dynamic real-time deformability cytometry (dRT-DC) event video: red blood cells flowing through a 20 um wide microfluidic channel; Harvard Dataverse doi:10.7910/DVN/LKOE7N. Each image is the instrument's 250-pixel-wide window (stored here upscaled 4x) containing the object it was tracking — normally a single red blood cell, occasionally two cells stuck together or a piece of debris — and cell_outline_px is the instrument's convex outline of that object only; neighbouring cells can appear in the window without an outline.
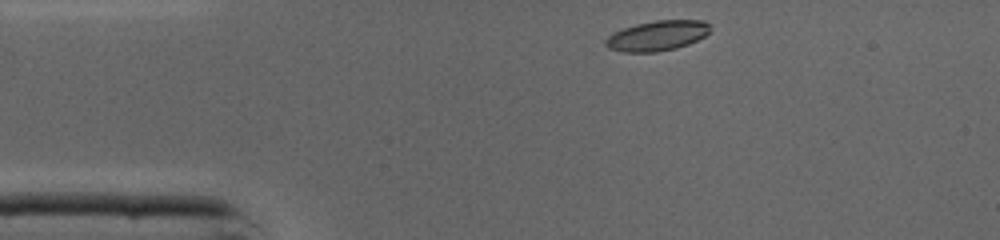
{"species": "common noctule bat (a hibernating species)", "species_latin": "Nyctalus noctula", "temperature_condition": "cold", "stored_images_in_passage": 39, "camera_frame_rate_fps": 3000, "um_per_image_px": 0.085, "animal": {"sex": "male", "body_mass_g": 19.0, "forearm_length_mm": 50.8}, "frame": {"image": 1, "passage_image": 1, "time_ms": 0.0, "image_size_px": [1000, 240], "cell_outline_px": [[708, 32], [704, 36], [688, 44], [676, 48], [656, 52], [624, 52], [608, 48], [604, 44], [604, 40], [612, 32], [636, 24], [656, 20], [704, 20], [708, 24]], "centroid_in_image_um": [55.81, 3.04], "position_along_channel_um": 29.2, "area_um2": 18.26}}
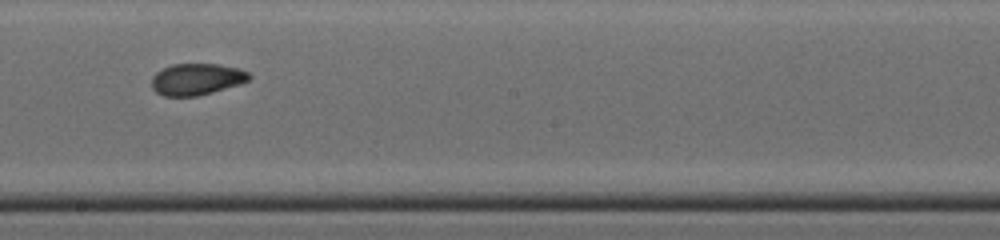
{"frame": {"image": 2, "passage_image": 18, "time_ms": 5.667, "image_size_px": [1000, 240], "cell_outline_px": [[252, 76], [248, 80], [240, 84], [212, 92], [196, 96], [164, 96], [156, 92], [152, 88], [152, 76], [156, 72], [172, 64], [220, 64], [236, 68], [248, 72]], "centroid_in_image_um": [16.7, 6.73], "position_along_channel_um": 231.5, "area_um2": 17.86}}
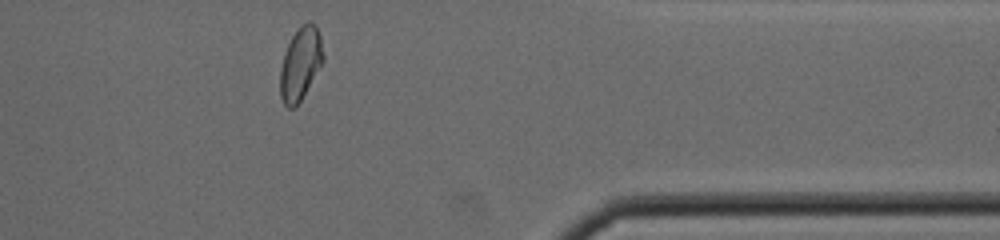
{"frame": {"image": 3, "passage_image": 30, "time_ms": 9.667, "image_size_px": [1000, 240], "cell_outline_px": [[324, 60], [300, 100], [292, 108], [288, 108], [284, 104], [280, 96], [280, 68], [288, 44], [292, 36], [300, 24], [308, 20], [316, 24], [320, 36], [324, 56]], "centroid_in_image_um": [25.54, 5.36], "position_along_channel_um": 385.9, "area_um2": 18.09}, "authors_computed_cell_mechanics": {"area_um2": 18.3804, "velocity_mm_per_s": 4.3524, "shape_relaxation_time_tau1_ms": 5.1038, "shape_relaxation_time_tau2_ms": 0.8338, "deformation_change_tau1": 0.1656, "deformation_change_tau2": 0.0445}}